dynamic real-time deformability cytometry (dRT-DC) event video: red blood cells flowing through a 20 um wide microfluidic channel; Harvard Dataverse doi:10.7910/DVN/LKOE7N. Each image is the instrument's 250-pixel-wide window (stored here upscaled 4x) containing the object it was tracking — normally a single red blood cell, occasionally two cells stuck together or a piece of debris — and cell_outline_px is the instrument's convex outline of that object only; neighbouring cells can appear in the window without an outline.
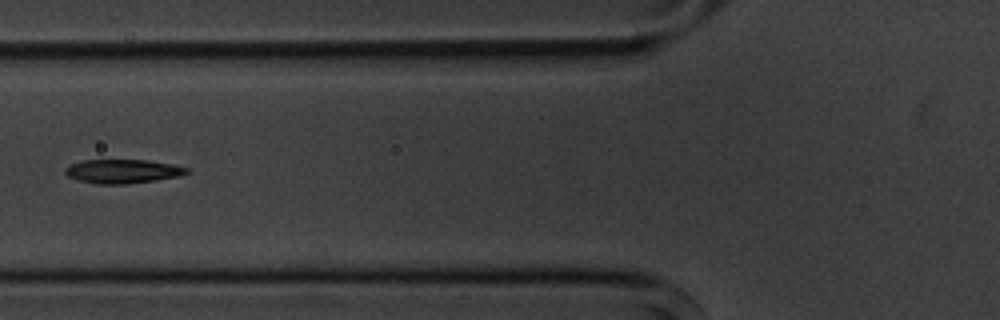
{"species": "common noctule bat (a hibernating species)", "species_latin": "Nyctalus noctula", "temperature_condition": "cold", "stored_images_in_passage": 8, "camera_frame_rate_fps": 3000, "um_per_image_px": 0.085, "animal": {"sex": "male", "body_mass_g": 20.1, "forearm_length_mm": 53.5}, "frame": {"image": 1, "passage_image": 5, "time_ms": 4.667, "image_size_px": [1000, 320], "cell_outline_px": [[188, 172], [180, 176], [156, 180], [128, 184], [96, 184], [80, 180], [68, 176], [64, 172], [64, 168], [68, 164], [84, 160], [148, 160], [172, 164], [188, 168]], "centroid_in_image_um": [10.4, 14.56], "position_along_channel_um": 115.4, "area_um2": 16.99}}
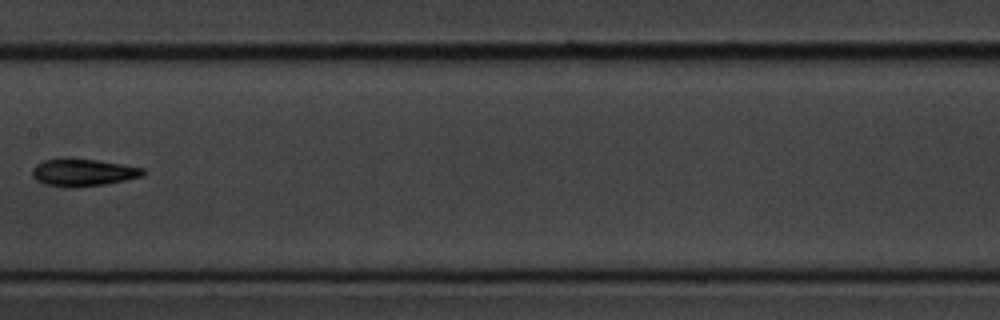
{"frame": {"image": 2, "passage_image": 7, "time_ms": 7.0, "image_size_px": [1000, 320], "cell_outline_px": [[148, 172], [144, 176], [104, 184], [76, 188], [64, 188], [44, 184], [36, 180], [32, 176], [32, 168], [36, 164], [44, 160], [60, 156], [68, 156], [96, 160], [144, 168]], "centroid_in_image_um": [7.01, 14.64], "position_along_channel_um": 200.4, "area_um2": 18.32}}
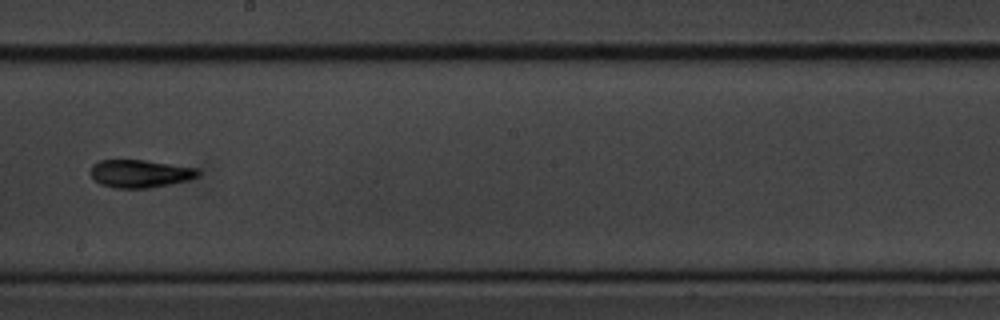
{"frame": {"image": 3, "passage_image": 8, "time_ms": 8.0, "image_size_px": [1000, 320], "cell_outline_px": [[200, 176], [188, 180], [172, 184], [148, 188], [116, 188], [100, 184], [92, 176], [92, 164], [100, 160], [144, 160], [196, 168], [200, 172]], "centroid_in_image_um": [11.93, 14.76], "position_along_channel_um": 236.3, "area_um2": 17.34}}